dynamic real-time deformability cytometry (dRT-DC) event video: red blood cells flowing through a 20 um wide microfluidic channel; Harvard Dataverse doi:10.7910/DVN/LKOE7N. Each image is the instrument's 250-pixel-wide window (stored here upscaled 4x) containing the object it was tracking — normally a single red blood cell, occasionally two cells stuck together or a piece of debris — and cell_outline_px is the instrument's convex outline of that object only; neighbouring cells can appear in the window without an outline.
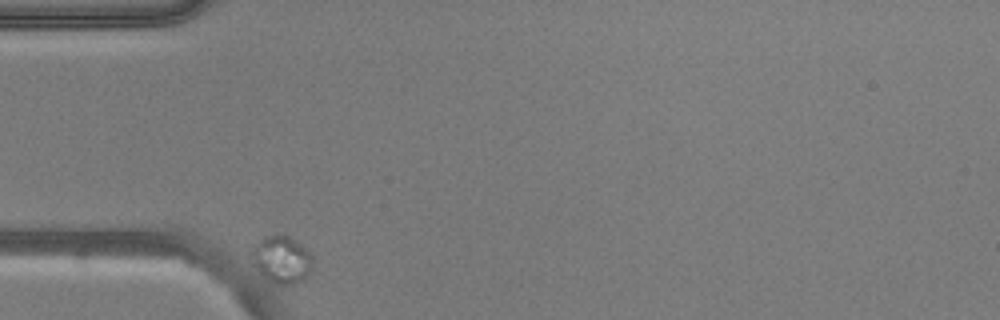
{"species": "common noctule bat (a hibernating species)", "species_latin": "Nyctalus noctula", "temperature_condition": "warm", "stored_images_in_passage": 40, "camera_frame_rate_fps": 3000, "um_per_image_px": 0.085, "animal": {"sex": "male", "body_mass_g": 20.5, "forearm_length_mm": 52.5}, "frame": {"image": 1, "passage_image": 1, "time_ms": 0.0, "image_size_px": [1000, 320], "cell_outline_px": [[312, 264], [304, 280], [296, 284], [272, 284], [260, 276], [252, 260], [252, 248], [264, 236], [280, 232], [292, 236], [312, 252]], "centroid_in_image_um": [23.95, 22.03], "position_along_channel_um": 61.1, "area_um2": 17.46}}
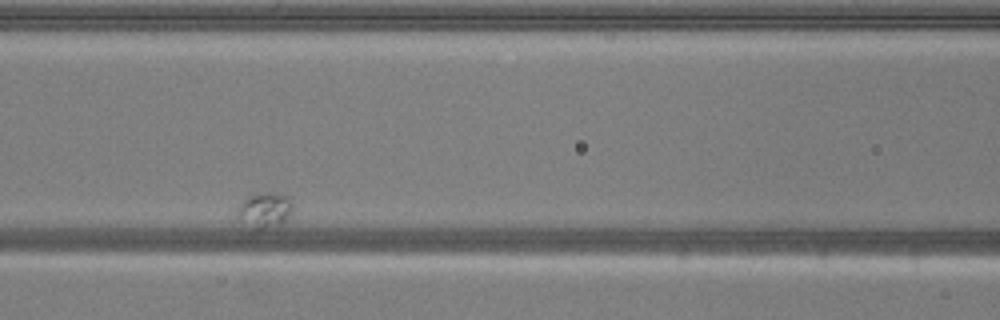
{"frame": {"image": 2, "passage_image": 12, "time_ms": 3.667, "image_size_px": [1000, 320], "cell_outline_px": [[292, 208], [288, 216], [280, 224], [264, 232], [252, 232], [236, 220], [236, 212], [240, 204], [248, 196], [256, 192], [284, 192], [292, 200]], "centroid_in_image_um": [22.43, 17.91], "position_along_channel_um": 144.2, "area_um2": 12.48}}
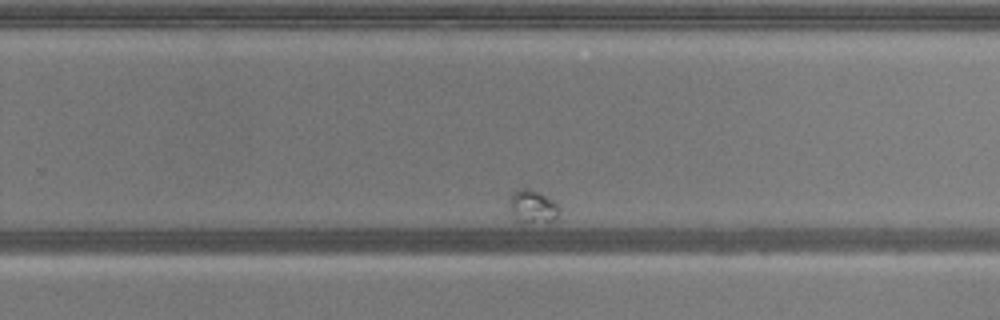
{"frame": {"image": 3, "passage_image": 29, "time_ms": 9.333, "image_size_px": [1000, 320], "cell_outline_px": [[560, 212], [556, 220], [528, 224], [516, 220], [512, 216], [508, 200], [508, 196], [512, 192], [520, 188], [528, 188], [540, 192], [560, 204]], "centroid_in_image_um": [45.28, 17.56], "position_along_channel_um": 284.5, "area_um2": 10.17}}